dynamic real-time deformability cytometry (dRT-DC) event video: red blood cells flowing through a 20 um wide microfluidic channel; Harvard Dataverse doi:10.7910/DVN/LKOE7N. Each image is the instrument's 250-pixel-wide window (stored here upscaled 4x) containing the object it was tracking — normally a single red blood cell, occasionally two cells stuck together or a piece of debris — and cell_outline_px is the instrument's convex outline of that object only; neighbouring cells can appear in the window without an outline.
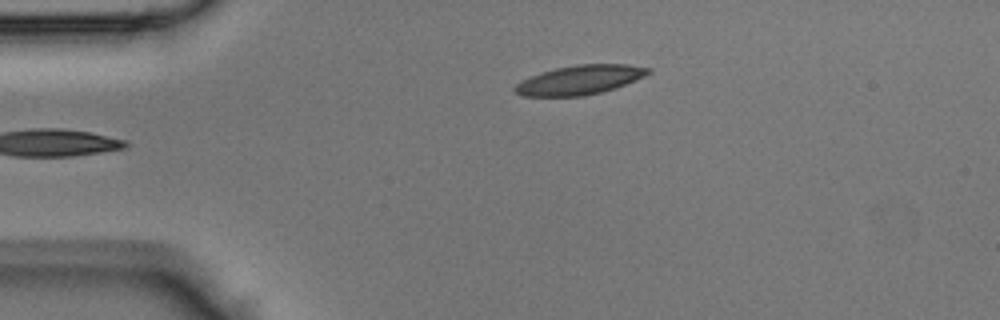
{"species": "Egyptian fruit bat (a non-hibernating species)", "species_latin": "Rousettus aegyptiacus", "temperature_condition": "room temperature", "stored_images_in_passage": 31, "camera_frame_rate_fps": 3000, "um_per_image_px": 0.085, "animal": {"sex": "male"}, "frame": {"image": 1, "passage_image": 1, "time_ms": 0.0, "image_size_px": [1000, 320], "cell_outline_px": [[652, 72], [644, 76], [616, 88], [584, 96], [524, 96], [516, 92], [512, 88], [520, 80], [540, 72], [556, 68], [576, 64], [628, 64], [652, 68]], "centroid_in_image_um": [49.28, 6.78], "position_along_channel_um": 35.7, "area_um2": 22.83}}
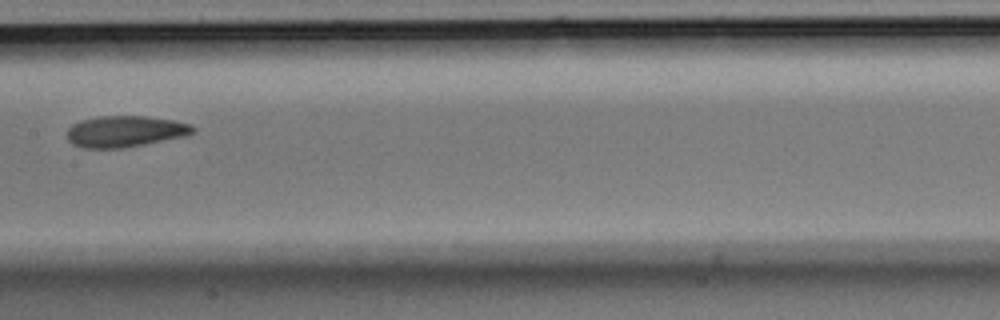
{"frame": {"image": 2, "passage_image": 14, "time_ms": 4.333, "image_size_px": [1000, 320], "cell_outline_px": [[196, 132], [184, 136], [124, 148], [80, 148], [72, 144], [68, 140], [68, 128], [72, 124], [80, 120], [100, 116], [148, 116], [176, 120], [192, 124], [196, 128]], "centroid_in_image_um": [10.65, 11.16], "position_along_channel_um": 196.7, "area_um2": 23.18}}
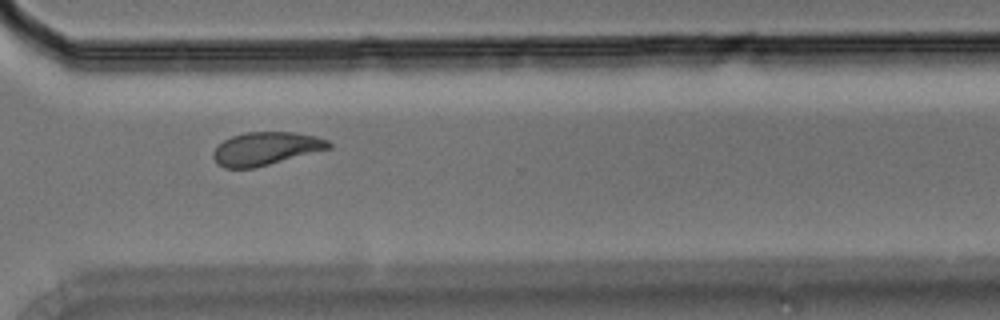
{"frame": {"image": 3, "passage_image": 24, "time_ms": 7.667, "image_size_px": [1000, 320], "cell_outline_px": [[332, 148], [252, 168], [224, 168], [216, 164], [212, 156], [212, 152], [224, 140], [232, 136], [248, 132], [296, 132], [316, 136], [328, 140], [332, 144]], "centroid_in_image_um": [22.6, 12.63], "position_along_channel_um": 348.0, "area_um2": 22.2}}